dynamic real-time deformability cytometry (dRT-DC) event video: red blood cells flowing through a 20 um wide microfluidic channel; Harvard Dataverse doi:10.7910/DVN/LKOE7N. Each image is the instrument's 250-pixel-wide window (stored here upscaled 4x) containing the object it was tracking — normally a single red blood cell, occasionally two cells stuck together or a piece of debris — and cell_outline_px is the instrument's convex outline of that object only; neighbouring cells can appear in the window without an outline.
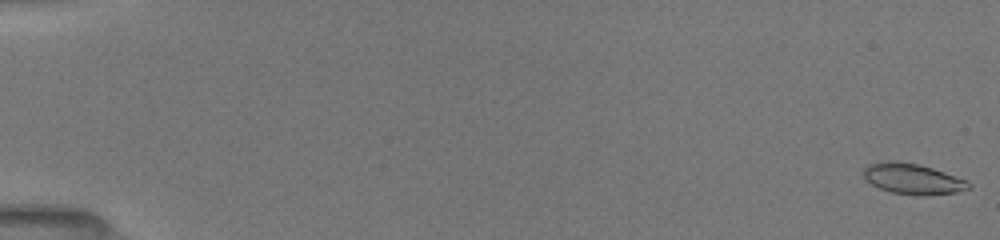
{"species": "common noctule bat (a hibernating species)", "species_latin": "Nyctalus noctula", "temperature_condition": "room temperature", "stored_images_in_passage": 71, "camera_frame_rate_fps": 3000, "um_per_image_px": 0.085, "animal": {"sex": "female", "body_mass_g": 19.5, "forearm_length_mm": 54.1}, "frame": {"image": 1, "passage_image": 1, "time_ms": 0.0, "image_size_px": [1000, 240], "cell_outline_px": [[972, 188], [956, 192], [924, 196], [916, 196], [892, 192], [880, 188], [864, 180], [864, 168], [868, 164], [880, 160], [896, 160], [916, 164], [932, 168], [968, 180], [972, 184]], "centroid_in_image_um": [77.58, 15.2], "position_along_channel_um": 7.4, "area_um2": 19.07}}
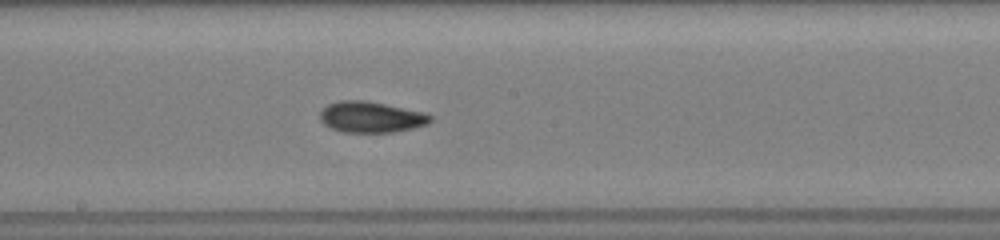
{"frame": {"image": 2, "passage_image": 45, "time_ms": 9.667, "image_size_px": [1000, 240], "cell_outline_px": [[432, 120], [428, 124], [412, 128], [392, 132], [344, 132], [332, 128], [324, 124], [320, 120], [320, 112], [328, 104], [340, 100], [368, 100], [424, 112], [432, 116]], "centroid_in_image_um": [31.55, 9.94], "position_along_channel_um": 216.7, "area_um2": 19.94}}
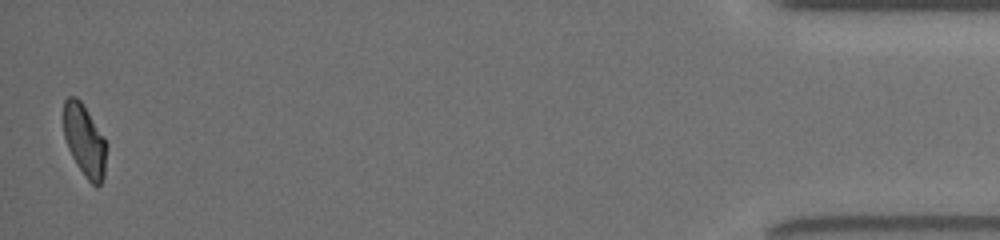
{"frame": {"image": 3, "passage_image": 71, "time_ms": 17.0, "image_size_px": [1000, 240], "cell_outline_px": [[104, 176], [100, 184], [96, 188], [88, 180], [76, 164], [68, 148], [64, 136], [64, 100], [68, 96], [76, 96], [80, 100], [104, 136]], "centroid_in_image_um": [7.15, 11.92], "position_along_channel_um": 428.0, "area_um2": 17.57}, "authors_computed_cell_mechanics": {"area_um2": 18.9584, "velocity_mm_per_s": 4.0034, "shape_relaxation_time_tau1_ms": 4.0803, "shape_relaxation_time_tau2_ms": 1.8702, "deformation_change_tau1": 0.1339, "deformation_change_tau2": 0.0707}}